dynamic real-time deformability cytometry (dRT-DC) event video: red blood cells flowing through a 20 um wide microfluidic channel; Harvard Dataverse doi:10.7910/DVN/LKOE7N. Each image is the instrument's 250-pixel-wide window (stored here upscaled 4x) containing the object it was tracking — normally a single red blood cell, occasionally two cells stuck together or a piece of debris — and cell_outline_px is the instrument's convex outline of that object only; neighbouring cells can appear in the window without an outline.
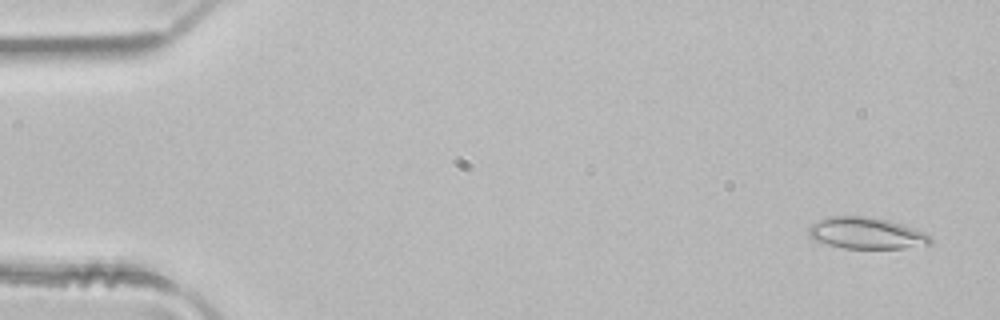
{"species": "common noctule bat (a hibernating species)", "species_latin": "Nyctalus noctula", "temperature_condition": "room temperature", "stored_images_in_passage": 50, "camera_frame_rate_fps": 3000, "um_per_image_px": 0.085, "animal": {"sex": "male", "body_mass_g": 21.5, "forearm_length_mm": 52.0}, "frame": {"image": 1, "passage_image": 3, "time_ms": 0.667, "image_size_px": [1000, 320], "cell_outline_px": [[932, 244], [904, 248], [844, 248], [828, 244], [816, 240], [808, 236], [808, 228], [812, 224], [828, 216], [868, 216], [888, 220], [924, 232], [932, 236]], "centroid_in_image_um": [73.65, 19.82], "position_along_channel_um": 11.4, "area_um2": 22.25}}
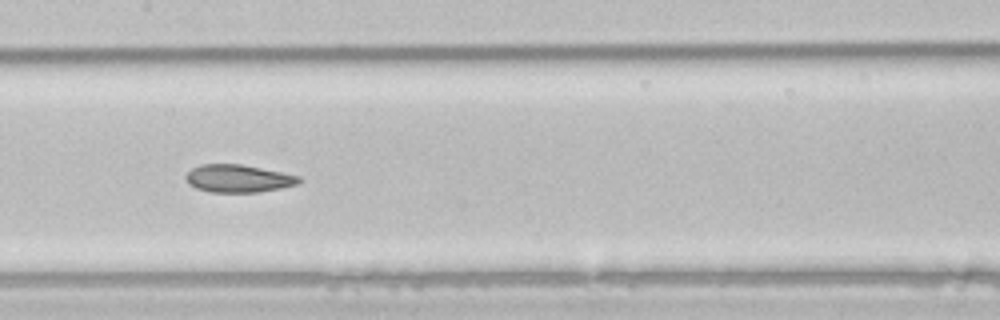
{"frame": {"image": 2, "passage_image": 25, "time_ms": 8.0, "image_size_px": [1000, 320], "cell_outline_px": [[300, 184], [260, 192], [212, 192], [196, 188], [188, 184], [184, 176], [192, 168], [200, 164], [240, 164], [300, 176]], "centroid_in_image_um": [20.23, 15.17], "position_along_channel_um": 187.2, "area_um2": 18.21}}
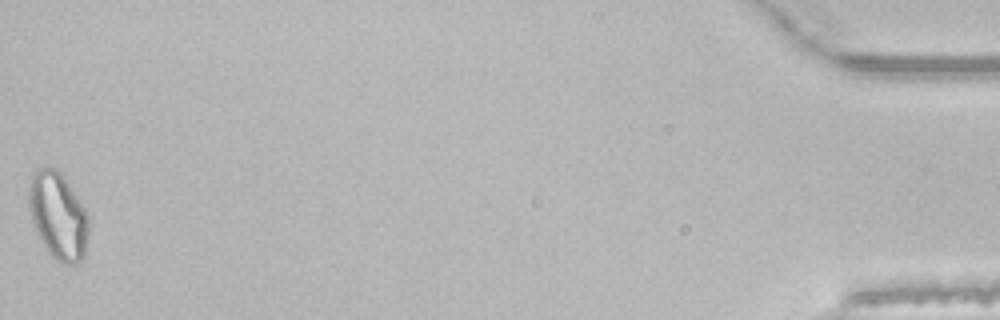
{"frame": {"image": 3, "passage_image": 50, "time_ms": 16.333, "image_size_px": [1000, 320], "cell_outline_px": [[88, 232], [84, 256], [76, 264], [64, 264], [52, 256], [48, 252], [32, 220], [28, 208], [28, 188], [32, 172], [36, 168], [56, 168], [60, 172], [84, 208], [88, 216]], "centroid_in_image_um": [4.91, 18.32], "position_along_channel_um": 430.3, "area_um2": 29.94}, "authors_computed_cell_mechanics": {"area_um2": 21.097, "velocity_mm_per_s": 4.1173, "shape_relaxation_time_tau1_ms": null, "shape_relaxation_time_tau2_ms": 3.0013, "deformation_change_tau1": null, "deformation_change_tau2": 0.0875}}